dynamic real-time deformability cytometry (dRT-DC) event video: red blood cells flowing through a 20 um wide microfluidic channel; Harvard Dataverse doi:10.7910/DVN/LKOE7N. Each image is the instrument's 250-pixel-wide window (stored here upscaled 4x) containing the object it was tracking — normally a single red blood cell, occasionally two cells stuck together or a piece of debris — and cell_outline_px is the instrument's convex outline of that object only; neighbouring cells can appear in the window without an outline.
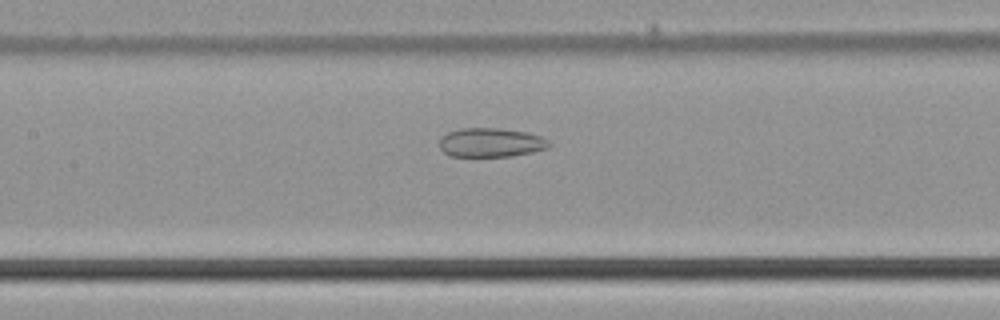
{"species": "common noctule bat (a hibernating species)", "species_latin": "Nyctalus noctula", "temperature_condition": "cold", "stored_images_in_passage": 42, "camera_frame_rate_fps": 3000, "um_per_image_px": 0.085, "animal": {"sex": "male", "body_mass_g": 21.5, "forearm_length_mm": 52.0}, "frame": {"image": 1, "passage_image": 19, "time_ms": 6.0, "image_size_px": [1000, 320], "cell_outline_px": [[552, 144], [548, 148], [532, 152], [512, 156], [452, 156], [444, 152], [440, 148], [440, 136], [448, 132], [460, 128], [500, 128], [528, 132], [540, 136], [548, 140]], "centroid_in_image_um": [41.73, 12.1], "position_along_channel_um": 165.7, "area_um2": 18.67}}
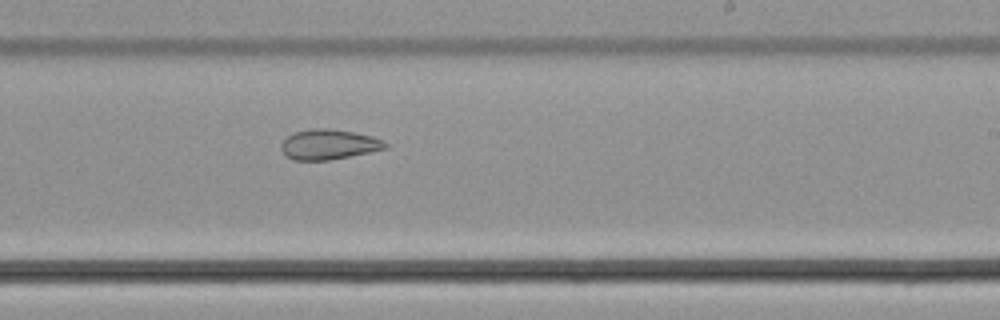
{"frame": {"image": 2, "passage_image": 26, "time_ms": 8.333, "image_size_px": [1000, 320], "cell_outline_px": [[388, 148], [328, 160], [292, 160], [280, 148], [280, 144], [288, 136], [296, 132], [308, 128], [328, 128], [352, 132], [372, 136], [384, 140], [388, 144]], "centroid_in_image_um": [27.94, 12.27], "position_along_channel_um": 261.1, "area_um2": 18.15}}
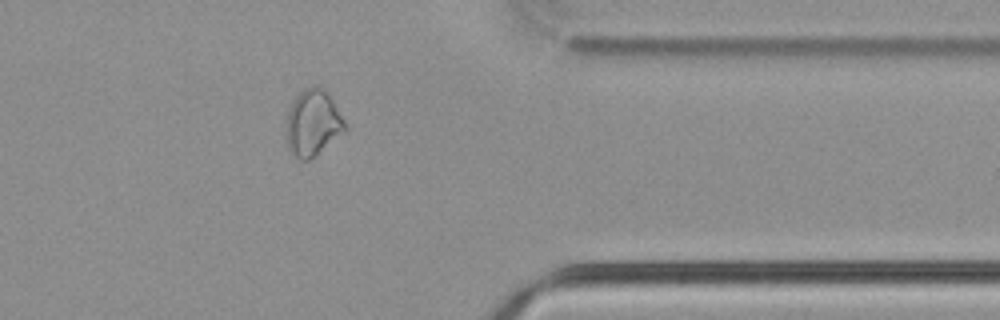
{"frame": {"image": 3, "passage_image": 36, "time_ms": 11.667, "image_size_px": [1000, 320], "cell_outline_px": [[348, 128], [344, 132], [308, 160], [300, 160], [288, 148], [288, 108], [296, 96], [304, 88], [316, 84], [320, 84], [328, 92], [348, 124]], "centroid_in_image_um": [26.64, 10.38], "position_along_channel_um": 384.8, "area_um2": 22.54}}